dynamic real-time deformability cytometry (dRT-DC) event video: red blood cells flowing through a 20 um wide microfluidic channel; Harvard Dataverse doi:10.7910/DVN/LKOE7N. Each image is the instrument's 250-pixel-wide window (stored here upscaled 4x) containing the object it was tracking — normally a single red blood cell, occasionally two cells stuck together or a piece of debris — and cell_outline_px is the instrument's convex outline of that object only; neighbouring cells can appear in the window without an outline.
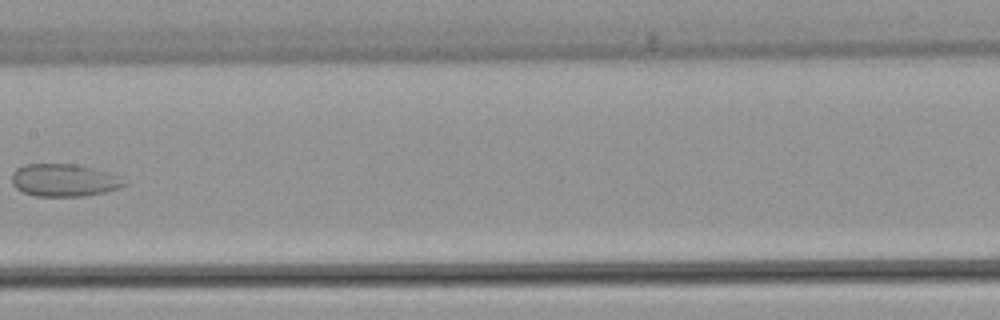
{"species": "common noctule bat (a hibernating species)", "species_latin": "Nyctalus noctula", "temperature_condition": "warm", "stored_images_in_passage": 9, "camera_frame_rate_fps": 3000, "um_per_image_px": 0.085, "animal": {"sex": "female", "body_mass_g": 22.7, "forearm_length_mm": 54.2}, "frame": {"image": 1, "passage_image": 8, "time_ms": 8.333, "image_size_px": [1000, 320], "cell_outline_px": [[128, 184], [120, 188], [104, 192], [84, 196], [36, 196], [24, 192], [16, 188], [12, 184], [12, 172], [16, 168], [24, 164], [76, 164], [92, 168], [120, 176], [128, 180]], "centroid_in_image_um": [5.47, 15.31], "position_along_channel_um": 201.9, "area_um2": 21.5}}
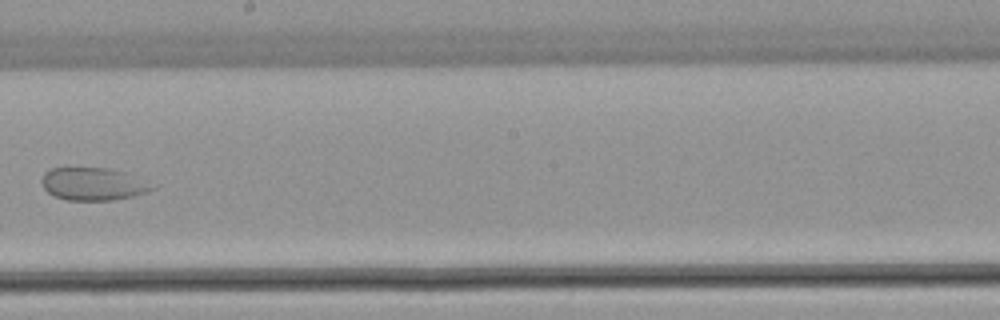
{"frame": {"image": 2, "passage_image": 9, "time_ms": 9.333, "image_size_px": [1000, 320], "cell_outline_px": [[156, 188], [148, 192], [132, 196], [112, 200], [68, 200], [56, 196], [48, 192], [44, 188], [40, 180], [44, 172], [52, 168], [108, 168], [124, 172]], "centroid_in_image_um": [7.85, 15.64], "position_along_channel_um": 240.4, "area_um2": 20.63}}